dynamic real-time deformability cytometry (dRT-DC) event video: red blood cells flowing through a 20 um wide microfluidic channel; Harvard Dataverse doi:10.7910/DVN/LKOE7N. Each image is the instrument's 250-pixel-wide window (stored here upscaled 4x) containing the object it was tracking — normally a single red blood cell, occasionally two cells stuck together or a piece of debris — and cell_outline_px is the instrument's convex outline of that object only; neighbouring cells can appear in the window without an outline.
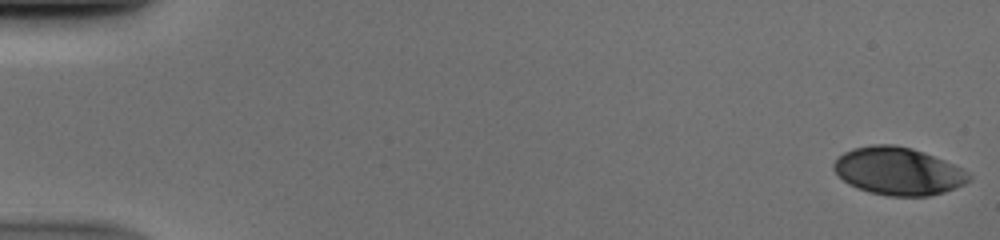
{"species": "human", "species_latin": "Homo sapiens", "temperature_condition": "cold", "stored_images_in_passage": 52, "camera_frame_rate_fps": 3000, "um_per_image_px": 0.085, "donor": {"sex": "male"}, "frame": {"image": 1, "passage_image": 1, "time_ms": 0.0, "image_size_px": [1000, 240], "cell_outline_px": [[972, 180], [956, 188], [944, 192], [928, 196], [888, 196], [868, 192], [856, 188], [848, 184], [832, 168], [832, 164], [844, 152], [852, 148], [872, 144], [892, 144], [912, 148], [924, 152], [944, 160], [968, 172], [972, 176]], "centroid_in_image_um": [76.35, 14.55], "position_along_channel_um": 8.7, "area_um2": 37.69}}
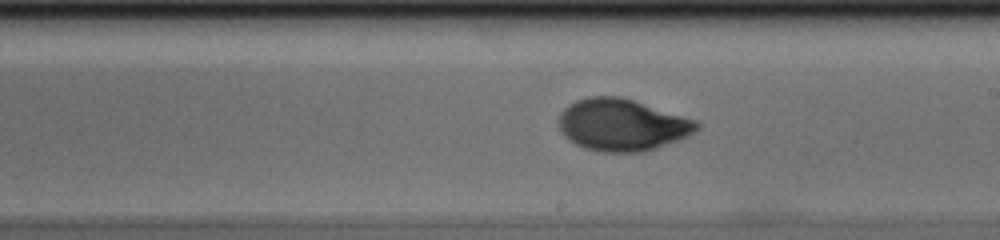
{"frame": {"image": 2, "passage_image": 31, "time_ms": 10.0, "image_size_px": [1000, 240], "cell_outline_px": [[700, 128], [688, 136], [656, 148], [644, 152], [600, 152], [584, 148], [568, 140], [564, 136], [560, 128], [560, 112], [568, 104], [576, 100], [588, 96], [620, 96], [696, 120], [700, 124]], "centroid_in_image_um": [52.86, 10.62], "position_along_channel_um": 236.1, "area_um2": 41.73}}
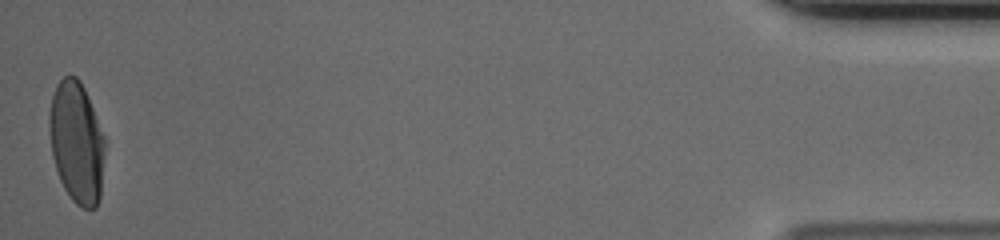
{"frame": {"image": 3, "passage_image": 52, "time_ms": 17.0, "image_size_px": [1000, 240], "cell_outline_px": [[104, 152], [100, 196], [96, 208], [80, 208], [72, 200], [64, 188], [60, 180], [52, 156], [48, 124], [48, 116], [52, 96], [56, 84], [64, 76], [76, 76], [80, 80], [84, 88], [104, 136]], "centroid_in_image_um": [6.49, 12.1], "position_along_channel_um": 428.7, "area_um2": 39.25}}